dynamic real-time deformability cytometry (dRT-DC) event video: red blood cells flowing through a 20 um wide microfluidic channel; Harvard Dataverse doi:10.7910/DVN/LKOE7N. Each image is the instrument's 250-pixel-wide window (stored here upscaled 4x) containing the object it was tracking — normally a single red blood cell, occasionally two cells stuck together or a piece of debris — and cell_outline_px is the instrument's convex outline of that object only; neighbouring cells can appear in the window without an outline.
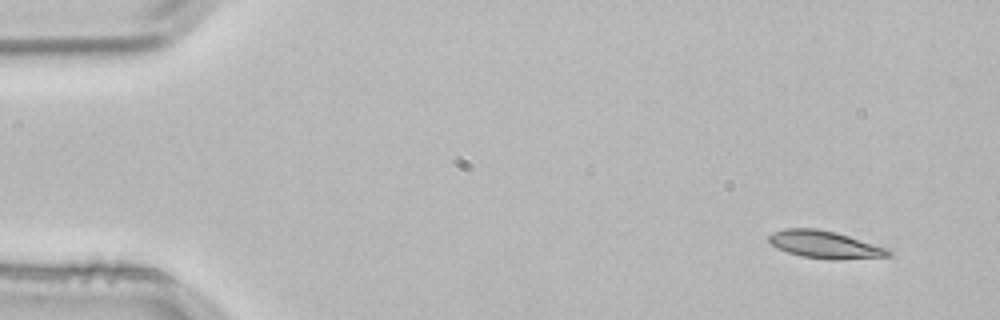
{"species": "common noctule bat (a hibernating species)", "species_latin": "Nyctalus noctula", "temperature_condition": "room temperature", "stored_images_in_passage": 3, "camera_frame_rate_fps": 3000, "um_per_image_px": 0.085, "animal": {"sex": "male", "body_mass_g": 21.5, "forearm_length_mm": 52.0}, "frame": {"image": 1, "passage_image": 1, "time_ms": 0.0, "image_size_px": [1000, 320], "cell_outline_px": [[892, 256], [832, 260], [800, 256], [776, 248], [768, 240], [768, 236], [772, 232], [784, 228], [816, 228], [836, 232], [888, 248], [892, 252]], "centroid_in_image_um": [70.1, 20.79], "position_along_channel_um": 14.9, "area_um2": 19.25}}
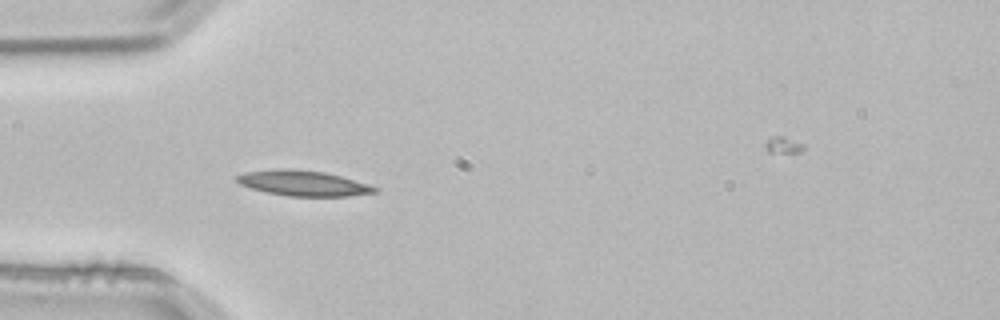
{"frame": {"image": 2, "passage_image": 3, "time_ms": 0.667, "image_size_px": [1000, 320], "cell_outline_px": [[380, 192], [348, 196], [288, 196], [268, 192], [252, 188], [240, 184], [236, 180], [236, 176], [244, 172], [272, 168], [292, 168], [324, 172], [340, 176], [368, 184], [380, 188]], "centroid_in_image_um": [25.79, 15.56], "position_along_channel_um": 59.2, "area_um2": 20.52}}